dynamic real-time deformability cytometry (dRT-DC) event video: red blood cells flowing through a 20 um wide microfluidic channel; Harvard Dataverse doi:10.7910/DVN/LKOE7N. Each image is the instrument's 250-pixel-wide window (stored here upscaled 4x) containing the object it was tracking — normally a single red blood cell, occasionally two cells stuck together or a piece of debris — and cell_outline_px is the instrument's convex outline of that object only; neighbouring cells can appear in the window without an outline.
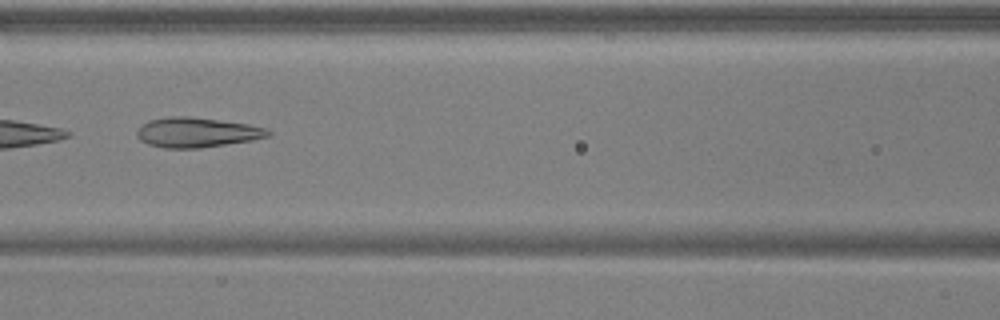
{"species": "common noctule bat (a hibernating species)", "species_latin": "Nyctalus noctula", "temperature_condition": "warm", "stored_images_in_passage": 9, "camera_frame_rate_fps": 3000, "um_per_image_px": 0.085, "animal": {"sex": "male", "body_mass_g": 17.9, "forearm_length_mm": 54.2}, "frame": {"image": 1, "passage_image": 7, "time_ms": 2.0, "image_size_px": [1000, 320], "cell_outline_px": [[272, 132], [268, 136], [252, 140], [200, 148], [164, 148], [148, 144], [140, 140], [136, 136], [136, 132], [148, 120], [168, 116], [188, 116], [248, 124], [268, 128]], "centroid_in_image_um": [16.73, 11.25], "position_along_channel_um": 149.9, "area_um2": 22.77}}
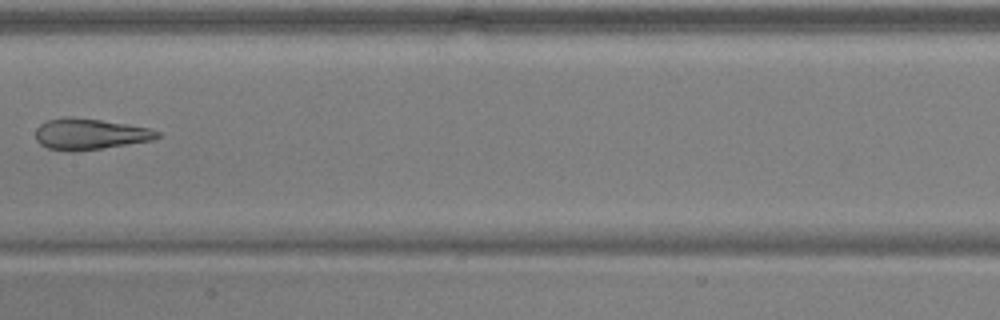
{"frame": {"image": 2, "passage_image": 8, "time_ms": 2.333, "image_size_px": [1000, 320], "cell_outline_px": [[160, 136], [152, 140], [76, 152], [72, 152], [48, 148], [40, 144], [36, 140], [36, 128], [40, 124], [48, 120], [64, 116], [72, 116], [100, 120], [148, 128], [160, 132]], "centroid_in_image_um": [7.58, 11.39], "position_along_channel_um": 199.8, "area_um2": 21.91}}
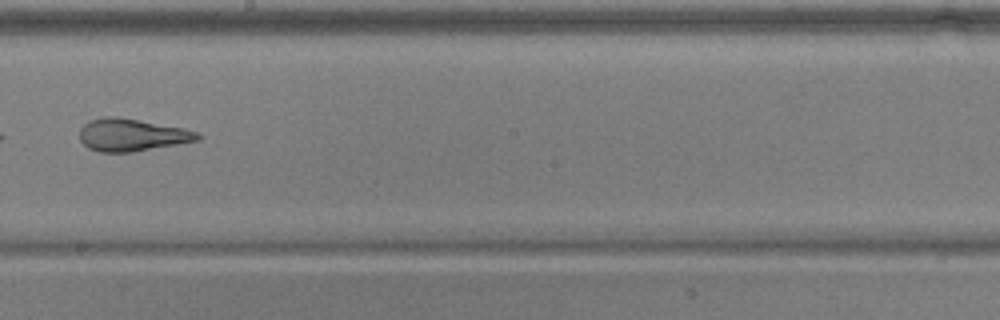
{"frame": {"image": 3, "passage_image": 9, "time_ms": 2.667, "image_size_px": [1000, 320], "cell_outline_px": [[200, 140], [132, 152], [100, 152], [88, 148], [80, 140], [80, 128], [88, 120], [104, 116], [116, 116], [184, 128], [200, 132]], "centroid_in_image_um": [11.19, 11.46], "position_along_channel_um": 237.0, "area_um2": 22.37}}